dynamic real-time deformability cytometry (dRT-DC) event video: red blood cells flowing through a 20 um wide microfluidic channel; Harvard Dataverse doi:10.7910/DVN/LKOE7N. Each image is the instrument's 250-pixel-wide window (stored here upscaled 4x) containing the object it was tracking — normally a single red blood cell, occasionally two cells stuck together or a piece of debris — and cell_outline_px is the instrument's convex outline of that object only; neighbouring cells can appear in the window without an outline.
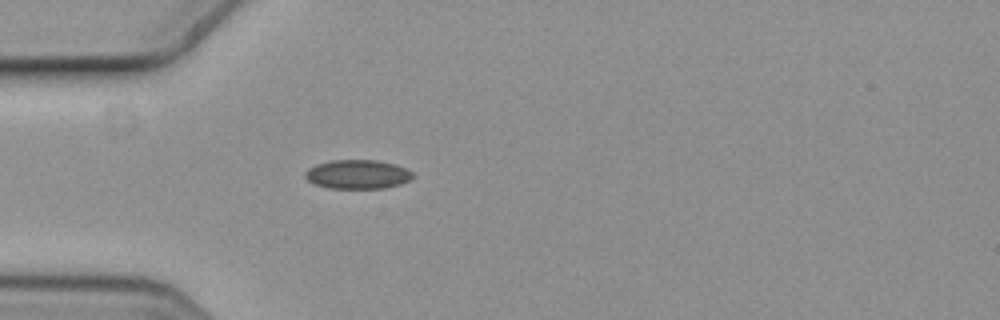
{"species": "common noctule bat (a hibernating species)", "species_latin": "Nyctalus noctula", "temperature_condition": "cold", "stored_images_in_passage": 4, "camera_frame_rate_fps": 3000, "um_per_image_px": 0.085, "animal": {"sex": "female", "body_mass_g": 19.3, "forearm_length_mm": 54.1}, "frame": {"image": 1, "passage_image": 4, "time_ms": 1.0, "image_size_px": [1000, 320], "cell_outline_px": [[416, 176], [400, 184], [384, 188], [328, 188], [316, 184], [308, 180], [304, 176], [304, 172], [308, 168], [316, 164], [332, 160], [376, 160], [396, 164], [408, 168]], "centroid_in_image_um": [30.41, 14.81], "position_along_channel_um": 54.6, "area_um2": 18.32}}